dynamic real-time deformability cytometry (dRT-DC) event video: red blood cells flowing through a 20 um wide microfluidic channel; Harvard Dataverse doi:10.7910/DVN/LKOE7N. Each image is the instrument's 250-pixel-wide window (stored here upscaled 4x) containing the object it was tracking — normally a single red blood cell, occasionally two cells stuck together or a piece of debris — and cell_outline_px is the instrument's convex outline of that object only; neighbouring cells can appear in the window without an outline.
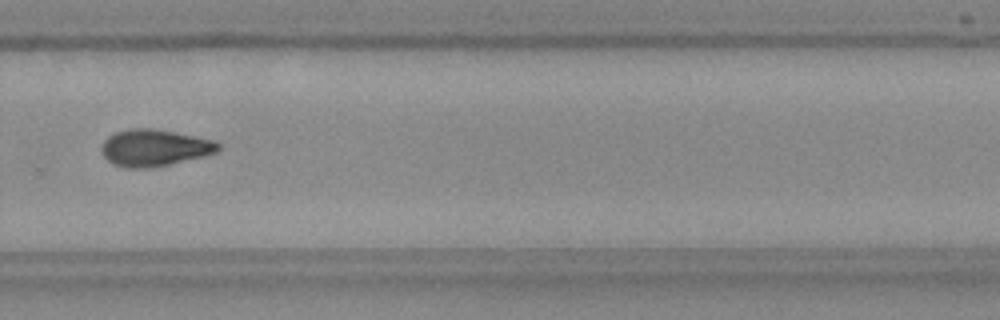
{"species": "Egyptian fruit bat (a non-hibernating species)", "species_latin": "Rousettus aegyptiacus", "temperature_condition": "room temperature", "stored_images_in_passage": 40, "camera_frame_rate_fps": 3000, "um_per_image_px": 0.085, "frame": {"image": 1, "passage_image": 23, "time_ms": 7.333, "image_size_px": [1000, 320], "cell_outline_px": [[220, 148], [216, 152], [204, 156], [168, 164], [144, 168], [128, 168], [116, 164], [108, 160], [104, 156], [100, 148], [104, 140], [108, 136], [116, 132], [128, 128], [152, 128], [212, 140], [220, 144]], "centroid_in_image_um": [13.09, 12.55], "position_along_channel_um": 316.7, "area_um2": 24.57}}
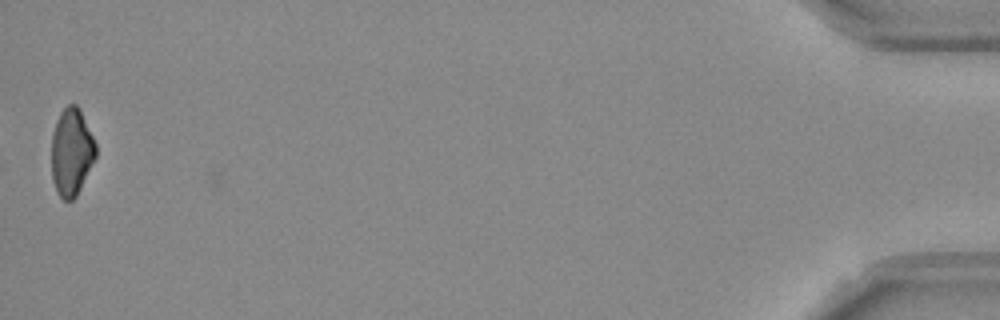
{"frame": {"image": 2, "passage_image": 40, "time_ms": 13.0, "image_size_px": [1000, 320], "cell_outline_px": [[96, 156], [76, 196], [72, 200], [64, 200], [60, 196], [52, 180], [52, 132], [56, 120], [60, 112], [68, 104], [76, 104], [80, 108], [96, 144]], "centroid_in_image_um": [6.07, 12.88], "position_along_channel_um": 429.1, "area_um2": 22.43}, "authors_computed_cell_mechanics": {"area_um2": 24.5939, "velocity_mm_per_s": 3.7508, "shape_relaxation_time_tau1_ms": 8.1853, "shape_relaxation_time_tau2_ms": null, "deformation_change_tau1": 0.191, "deformation_change_tau2": null}}